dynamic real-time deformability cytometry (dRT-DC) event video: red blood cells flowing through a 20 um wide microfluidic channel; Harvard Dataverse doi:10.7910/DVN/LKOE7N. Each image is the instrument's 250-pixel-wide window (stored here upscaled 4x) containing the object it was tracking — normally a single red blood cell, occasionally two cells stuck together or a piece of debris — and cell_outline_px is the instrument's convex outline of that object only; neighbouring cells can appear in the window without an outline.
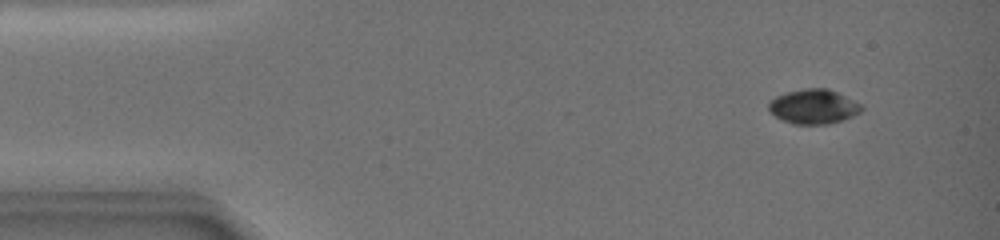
{"species": "common noctule bat (a hibernating species)", "species_latin": "Nyctalus noctula", "temperature_condition": "warm", "stored_images_in_passage": 35, "camera_frame_rate_fps": 3000, "um_per_image_px": 0.085, "animal": {"sex": "female", "body_mass_g": 19.0, "forearm_length_mm": 51.5}, "frame": {"image": 1, "passage_image": 3, "time_ms": 1.667, "image_size_px": [1000, 240], "cell_outline_px": [[864, 108], [860, 112], [852, 116], [828, 124], [792, 124], [776, 116], [768, 108], [768, 104], [776, 96], [784, 92], [804, 88], [828, 88], [860, 104]], "centroid_in_image_um": [69.13, 9.05], "position_along_channel_um": 15.9, "area_um2": 18.44}}
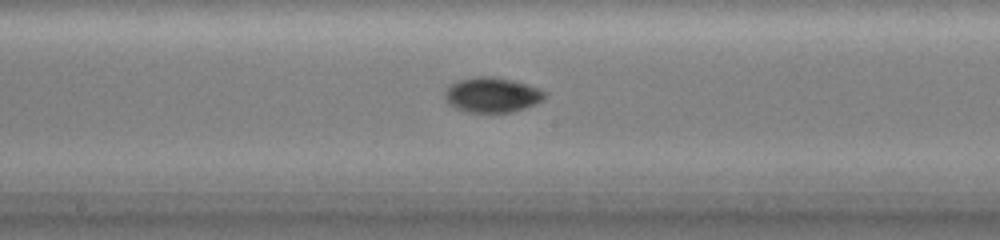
{"frame": {"image": 2, "passage_image": 22, "time_ms": 10.333, "image_size_px": [1000, 240], "cell_outline_px": [[544, 96], [540, 100], [524, 108], [512, 112], [468, 112], [456, 108], [448, 100], [448, 88], [452, 84], [460, 80], [480, 76], [508, 80], [524, 84], [536, 88], [544, 92]], "centroid_in_image_um": [41.82, 8.09], "position_along_channel_um": 206.4, "area_um2": 19.13}}
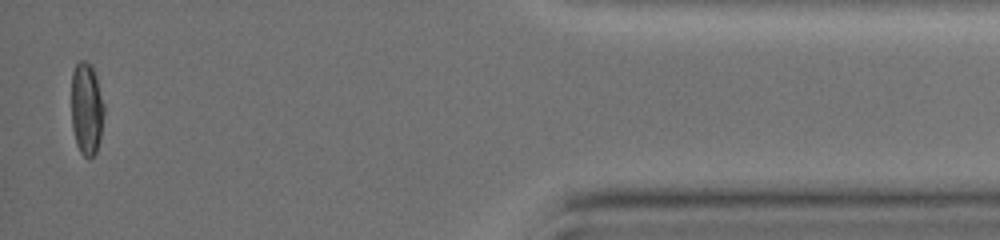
{"frame": {"image": 3, "passage_image": 35, "time_ms": 18.667, "image_size_px": [1000, 240], "cell_outline_px": [[104, 112], [100, 140], [96, 152], [88, 160], [80, 152], [76, 144], [72, 128], [72, 72], [76, 64], [80, 60], [84, 60], [92, 68], [96, 76], [104, 104]], "centroid_in_image_um": [7.36, 9.28], "position_along_channel_um": 427.8, "area_um2": 17.63}, "authors_computed_cell_mechanics": {"area_um2": 18.9006, "velocity_mm_per_s": 3.3571, "shape_relaxation_time_tau1_ms": 4.0811, "shape_relaxation_time_tau2_ms": 3.4189, "deformation_change_tau1": 0.1805, "deformation_change_tau2": 0.0428}}